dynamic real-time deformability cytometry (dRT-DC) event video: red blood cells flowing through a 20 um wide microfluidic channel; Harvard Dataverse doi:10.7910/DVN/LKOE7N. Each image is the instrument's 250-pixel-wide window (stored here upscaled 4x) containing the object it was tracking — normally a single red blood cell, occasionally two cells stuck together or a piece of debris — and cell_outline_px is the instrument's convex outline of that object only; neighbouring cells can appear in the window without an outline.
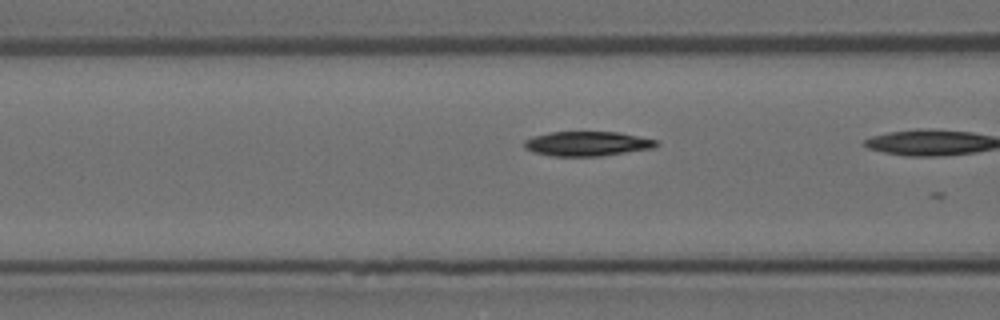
{"species": "Egyptian fruit bat (a non-hibernating species)", "species_latin": "Rousettus aegyptiacus", "temperature_condition": "room temperature", "stored_images_in_passage": 7, "camera_frame_rate_fps": 3000, "um_per_image_px": 0.085, "animal": {"sex": "female"}, "frame": {"image": 1, "passage_image": 6, "time_ms": 1.667, "image_size_px": [1000, 320], "cell_outline_px": [[660, 144], [652, 148], [600, 156], [552, 156], [536, 152], [524, 148], [524, 140], [532, 136], [548, 132], [616, 132], [656, 140]], "centroid_in_image_um": [49.87, 12.21], "position_along_channel_um": 116.7, "area_um2": 18.73}}